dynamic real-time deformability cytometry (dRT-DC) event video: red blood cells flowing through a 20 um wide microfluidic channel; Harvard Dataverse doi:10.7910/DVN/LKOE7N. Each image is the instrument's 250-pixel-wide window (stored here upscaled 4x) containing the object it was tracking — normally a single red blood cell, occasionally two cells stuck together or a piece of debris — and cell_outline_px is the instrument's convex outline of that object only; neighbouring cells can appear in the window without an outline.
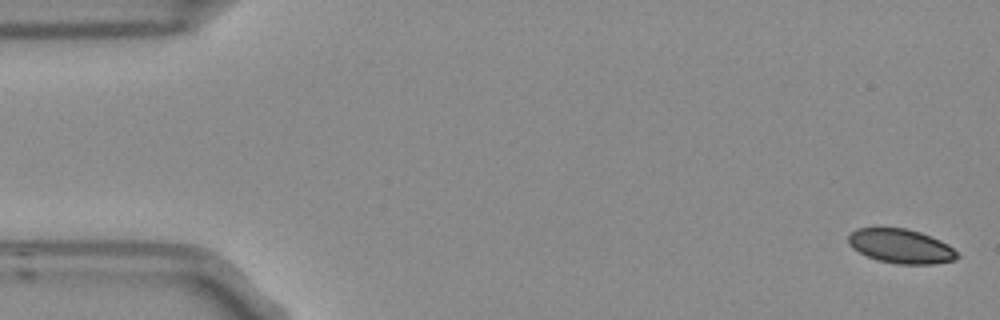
{"species": "Egyptian fruit bat (a non-hibernating species)", "species_latin": "Rousettus aegyptiacus", "temperature_condition": "room temperature", "stored_images_in_passage": 5, "camera_frame_rate_fps": 3000, "um_per_image_px": 0.085, "frame": {"image": 1, "passage_image": 1, "time_ms": 0.0, "image_size_px": [1000, 320], "cell_outline_px": [[960, 256], [952, 260], [932, 264], [896, 264], [876, 260], [852, 248], [848, 244], [848, 236], [856, 228], [904, 228], [920, 232], [940, 240], [948, 244]], "centroid_in_image_um": [76.55, 20.93], "position_along_channel_um": 8.4, "area_um2": 21.62}}
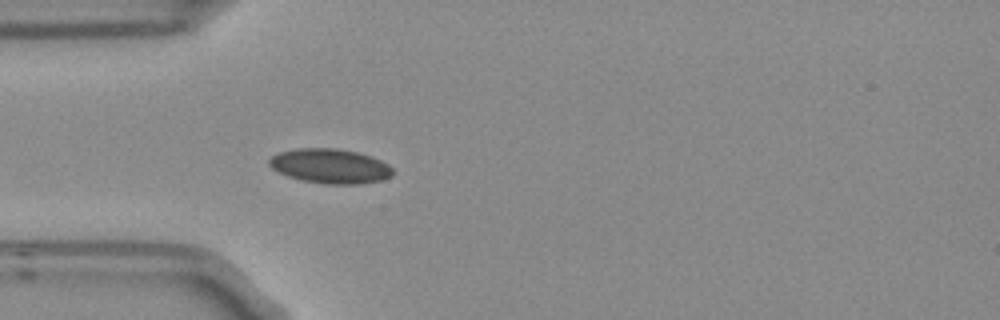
{"frame": {"image": 2, "passage_image": 5, "time_ms": 1.333, "image_size_px": [1000, 320], "cell_outline_px": [[392, 176], [380, 180], [360, 184], [324, 184], [300, 180], [288, 176], [272, 168], [268, 164], [268, 160], [272, 156], [280, 152], [296, 148], [336, 148], [356, 152], [372, 156], [388, 164], [392, 168]], "centroid_in_image_um": [28.06, 14.12], "position_along_channel_um": 56.9, "area_um2": 24.91}}